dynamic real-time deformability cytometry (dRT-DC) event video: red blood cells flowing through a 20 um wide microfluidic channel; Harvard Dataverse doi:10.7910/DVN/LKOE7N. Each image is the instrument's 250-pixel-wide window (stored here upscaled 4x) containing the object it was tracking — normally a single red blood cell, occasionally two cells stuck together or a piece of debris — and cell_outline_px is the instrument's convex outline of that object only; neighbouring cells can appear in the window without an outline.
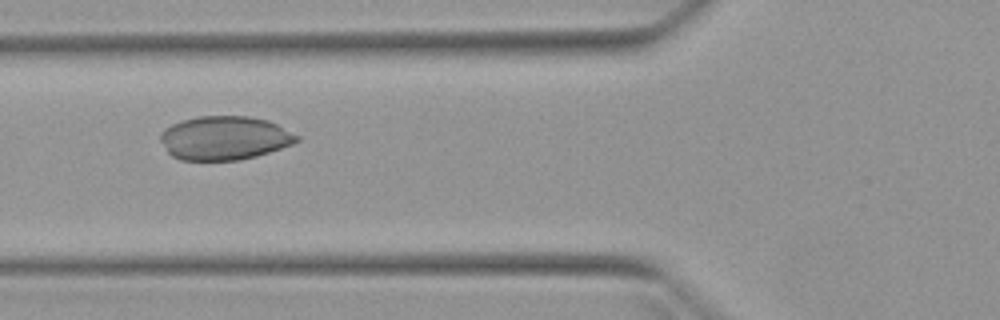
{"species": "Egyptian fruit bat (a non-hibernating species)", "species_latin": "Rousettus aegyptiacus", "temperature_condition": "warm", "stored_images_in_passage": 8, "camera_frame_rate_fps": 3000, "um_per_image_px": 0.085, "animal": {"sex": "female"}, "frame": {"image": 1, "passage_image": 6, "time_ms": 5.667, "image_size_px": [1000, 320], "cell_outline_px": [[300, 140], [292, 144], [256, 156], [240, 160], [180, 160], [172, 156], [168, 152], [160, 140], [160, 132], [164, 128], [180, 120], [200, 116], [248, 116], [268, 120], [300, 136]], "centroid_in_image_um": [19.06, 11.72], "position_along_channel_um": 106.7, "area_um2": 34.85}}
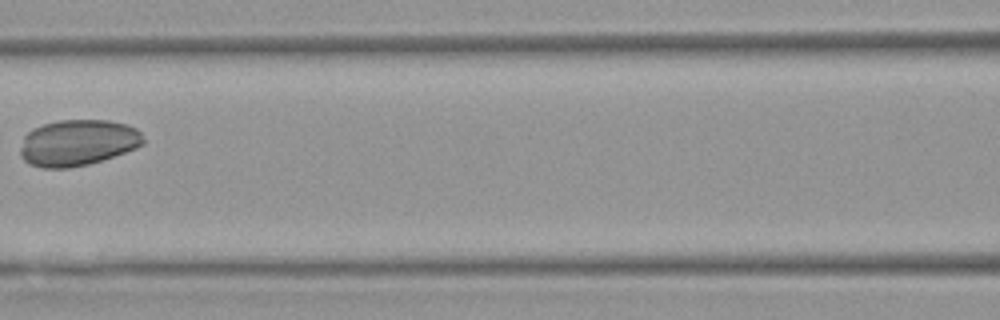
{"frame": {"image": 2, "passage_image": 7, "time_ms": 7.0, "image_size_px": [1000, 320], "cell_outline_px": [[144, 144], [136, 148], [88, 164], [68, 168], [44, 168], [28, 164], [20, 156], [20, 148], [24, 136], [32, 128], [44, 124], [60, 120], [108, 120], [124, 124], [136, 128], [140, 132], [144, 140]], "centroid_in_image_um": [6.57, 12.13], "position_along_channel_um": 160.0, "area_um2": 33.0}}
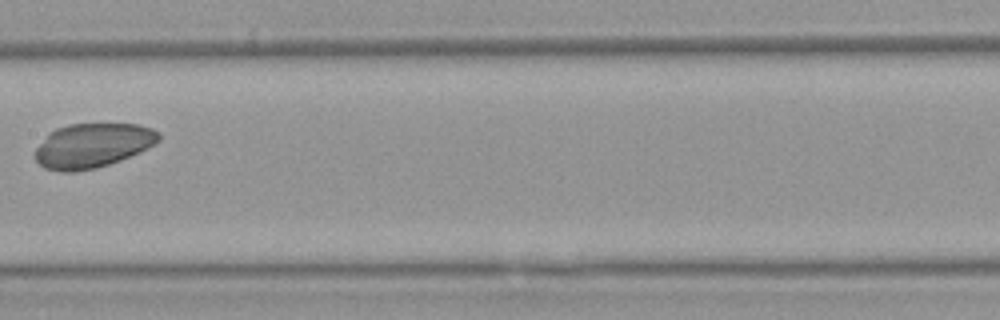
{"frame": {"image": 3, "passage_image": 8, "time_ms": 8.0, "image_size_px": [1000, 320], "cell_outline_px": [[160, 140], [148, 148], [140, 152], [120, 160], [96, 168], [76, 172], [60, 172], [44, 168], [36, 160], [36, 148], [48, 132], [56, 128], [68, 124], [136, 124], [152, 128], [160, 136]], "centroid_in_image_um": [7.84, 12.37], "position_along_channel_um": 199.6, "area_um2": 32.02}}